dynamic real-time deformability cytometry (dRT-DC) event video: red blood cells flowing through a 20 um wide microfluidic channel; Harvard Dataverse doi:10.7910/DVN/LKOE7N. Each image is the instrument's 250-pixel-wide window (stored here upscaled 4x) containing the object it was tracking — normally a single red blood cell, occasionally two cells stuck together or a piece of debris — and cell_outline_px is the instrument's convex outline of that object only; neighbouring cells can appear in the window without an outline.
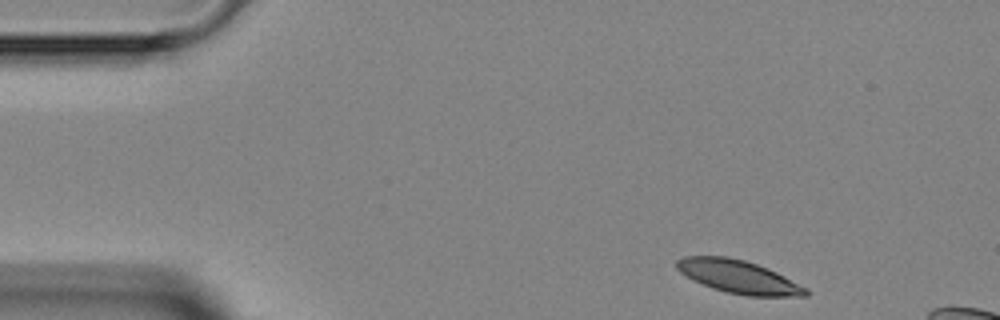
{"species": "Egyptian fruit bat (a non-hibernating species)", "species_latin": "Rousettus aegyptiacus", "temperature_condition": "room temperature", "stored_images_in_passage": 3, "camera_frame_rate_fps": 3000, "um_per_image_px": 0.085, "animal": {"sex": "female"}, "frame": {"image": 1, "passage_image": 1, "time_ms": 0.0, "image_size_px": [1000, 320], "cell_outline_px": [[808, 296], [748, 296], [728, 292], [712, 288], [692, 280], [680, 272], [676, 268], [676, 260], [684, 256], [728, 256], [744, 260], [768, 268], [808, 288]], "centroid_in_image_um": [62.76, 23.52], "position_along_channel_um": 22.2, "area_um2": 24.85}}